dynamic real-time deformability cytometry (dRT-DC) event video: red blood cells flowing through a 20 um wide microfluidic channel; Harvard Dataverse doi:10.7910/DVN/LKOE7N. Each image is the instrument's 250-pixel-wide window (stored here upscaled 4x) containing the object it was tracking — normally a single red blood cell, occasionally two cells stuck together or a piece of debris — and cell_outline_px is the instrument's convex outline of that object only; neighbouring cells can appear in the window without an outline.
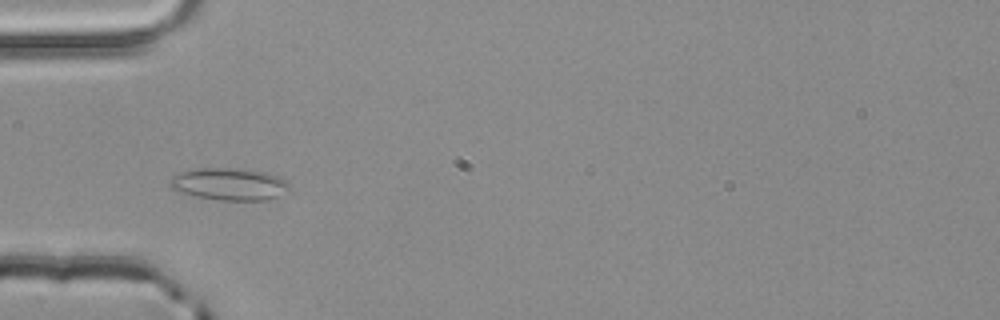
{"species": "common noctule bat (a hibernating species)", "species_latin": "Nyctalus noctula", "temperature_condition": "room temperature", "stored_images_in_passage": 3, "camera_frame_rate_fps": 3000, "um_per_image_px": 0.085, "animal": {"sex": "male", "body_mass_g": 20.4}, "frame": {"image": 1, "passage_image": 3, "time_ms": 0.667, "image_size_px": [1000, 320], "cell_outline_px": [[292, 188], [276, 196], [264, 200], [216, 200], [196, 196], [180, 192], [172, 188], [168, 184], [168, 180], [172, 176], [180, 172], [200, 168], [236, 168], [264, 172], [276, 176], [292, 184]], "centroid_in_image_um": [19.46, 15.65], "position_along_channel_um": 65.5, "area_um2": 22.37}}